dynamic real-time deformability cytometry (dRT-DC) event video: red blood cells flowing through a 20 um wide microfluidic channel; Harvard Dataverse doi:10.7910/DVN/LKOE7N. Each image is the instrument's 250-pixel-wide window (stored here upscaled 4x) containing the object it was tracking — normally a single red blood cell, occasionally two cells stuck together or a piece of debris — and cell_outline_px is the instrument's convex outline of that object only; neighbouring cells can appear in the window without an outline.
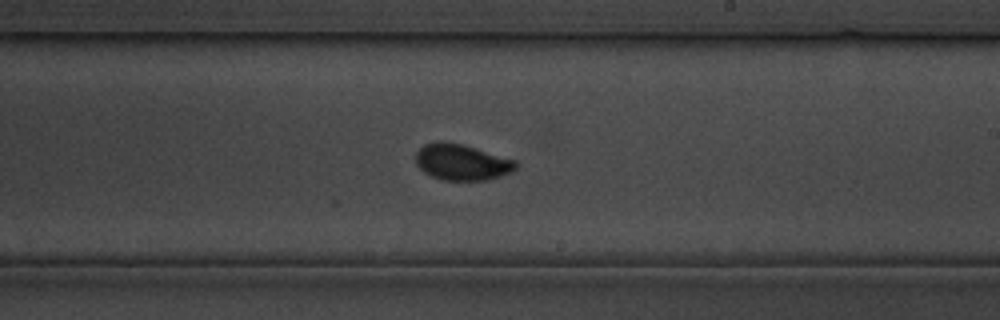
{"species": "common noctule bat (a hibernating species)", "species_latin": "Nyctalus noctula", "temperature_condition": "cold", "stored_images_in_passage": 31, "camera_frame_rate_fps": 3000, "um_per_image_px": 0.085, "animal": {"sex": "male", "body_mass_g": 19.5, "forearm_length_mm": 54.6}, "frame": {"image": 1, "passage_image": 18, "time_ms": 21.333, "image_size_px": [1000, 320], "cell_outline_px": [[516, 168], [508, 172], [484, 180], [444, 180], [432, 176], [424, 172], [416, 164], [416, 152], [424, 144], [440, 140], [460, 144], [476, 148], [516, 160]], "centroid_in_image_um": [39.2, 13.77], "position_along_channel_um": 249.8, "area_um2": 20.69}}
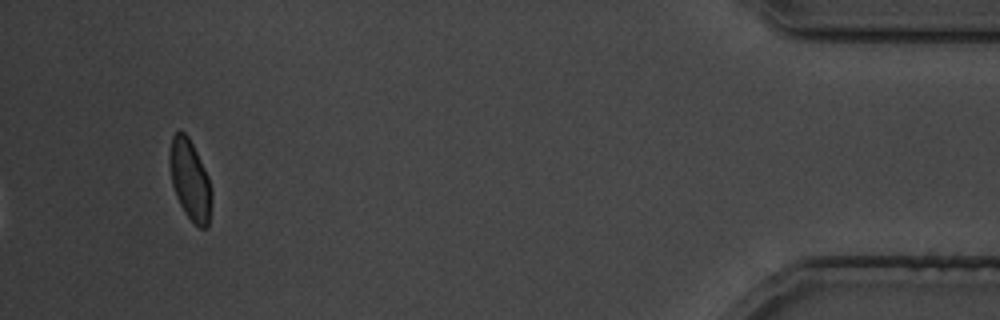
{"frame": {"image": 2, "passage_image": 31, "time_ms": 37.0, "image_size_px": [1000, 320], "cell_outline_px": [[212, 200], [208, 228], [200, 228], [184, 212], [176, 196], [172, 184], [168, 164], [168, 152], [172, 136], [180, 128], [188, 136], [208, 176], [212, 192]], "centroid_in_image_um": [16.13, 15.27], "position_along_channel_um": 419.1, "area_um2": 19.83}}